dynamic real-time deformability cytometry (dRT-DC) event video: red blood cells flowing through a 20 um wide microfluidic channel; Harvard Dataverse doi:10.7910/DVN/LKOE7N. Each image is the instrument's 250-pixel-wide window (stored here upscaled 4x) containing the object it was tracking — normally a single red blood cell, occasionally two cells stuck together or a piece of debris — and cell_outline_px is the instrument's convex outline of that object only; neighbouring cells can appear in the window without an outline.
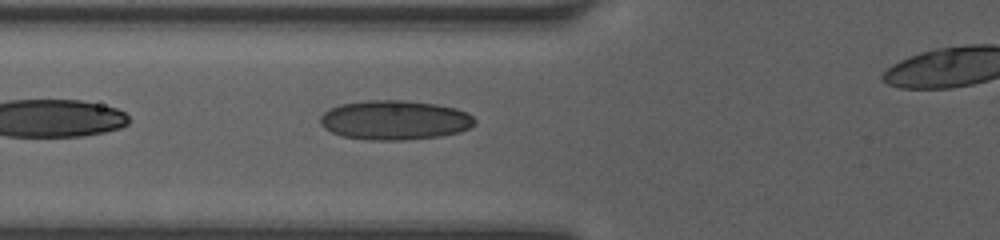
{"species": "human", "species_latin": "Homo sapiens", "temperature_condition": "room temperature", "stored_images_in_passage": 29, "camera_frame_rate_fps": 3000, "um_per_image_px": 0.085, "donor": {"sex": "female"}, "frame": {"image": 1, "passage_image": 3, "time_ms": 0.667, "image_size_px": [1000, 240], "cell_outline_px": [[476, 124], [460, 132], [440, 136], [404, 140], [368, 140], [340, 136], [324, 128], [320, 124], [320, 116], [328, 108], [340, 104], [368, 100], [404, 100], [436, 104], [456, 108], [468, 112], [476, 120]], "centroid_in_image_um": [33.54, 10.21], "position_along_channel_um": 92.3, "area_um2": 35.84}}
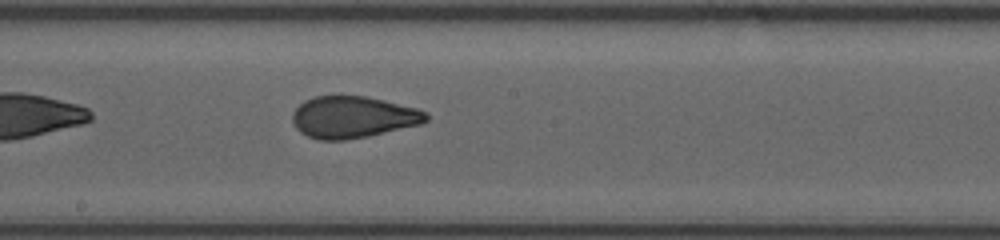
{"frame": {"image": 2, "passage_image": 12, "time_ms": 3.667, "image_size_px": [1000, 240], "cell_outline_px": [[428, 120], [420, 124], [368, 136], [344, 140], [320, 140], [308, 136], [300, 132], [296, 128], [292, 120], [292, 112], [304, 100], [312, 96], [364, 96], [384, 100], [416, 108], [428, 112]], "centroid_in_image_um": [29.98, 9.95], "position_along_channel_um": 218.2, "area_um2": 32.48}}
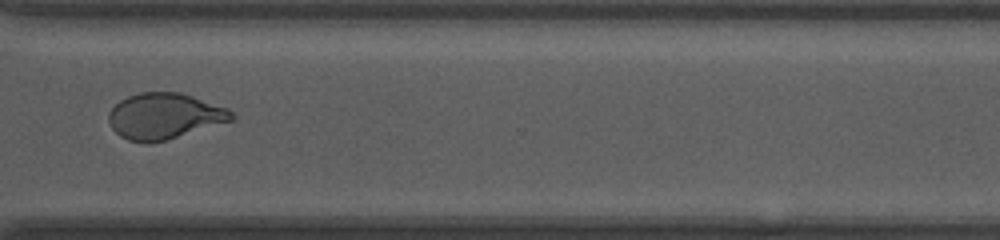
{"frame": {"image": 3, "passage_image": 22, "time_ms": 7.0, "image_size_px": [1000, 240], "cell_outline_px": [[236, 116], [232, 120], [164, 140], [148, 144], [144, 144], [128, 140], [120, 136], [112, 128], [108, 120], [108, 112], [120, 100], [128, 96], [140, 92], [180, 92], [228, 108]], "centroid_in_image_um": [13.94, 9.86], "position_along_channel_um": 356.7, "area_um2": 32.71}}